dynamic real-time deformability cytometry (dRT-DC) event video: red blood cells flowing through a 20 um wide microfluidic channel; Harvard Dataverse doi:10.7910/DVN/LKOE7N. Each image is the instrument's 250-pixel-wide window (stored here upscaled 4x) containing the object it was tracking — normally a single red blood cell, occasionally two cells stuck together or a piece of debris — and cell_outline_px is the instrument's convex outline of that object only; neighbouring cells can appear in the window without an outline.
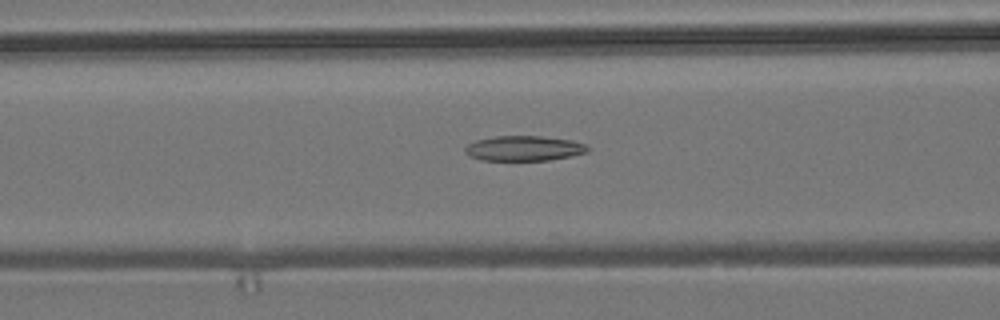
{"species": "common noctule bat (a hibernating species)", "species_latin": "Nyctalus noctula", "temperature_condition": "room temperature", "stored_images_in_passage": 36, "camera_frame_rate_fps": 3000, "um_per_image_px": 0.085, "animal": {"sex": "male", "body_mass_g": 19.2, "forearm_length_mm": 51.8}, "frame": {"image": 1, "passage_image": 8, "time_ms": 2.333, "image_size_px": [1000, 320], "cell_outline_px": [[588, 152], [548, 160], [480, 160], [468, 156], [464, 152], [464, 148], [468, 144], [476, 140], [496, 136], [540, 136], [572, 140], [584, 144], [588, 148]], "centroid_in_image_um": [44.48, 12.61], "position_along_channel_um": 122.1, "area_um2": 17.8}}
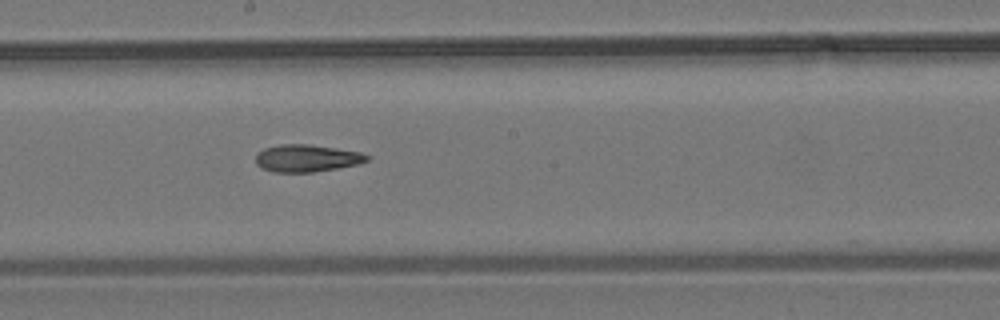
{"frame": {"image": 2, "passage_image": 16, "time_ms": 5.0, "image_size_px": [1000, 320], "cell_outline_px": [[368, 160], [356, 164], [336, 168], [312, 172], [272, 172], [256, 164], [256, 156], [264, 148], [280, 144], [308, 144], [336, 148], [360, 152], [368, 156]], "centroid_in_image_um": [26.05, 13.44], "position_along_channel_um": 222.2, "area_um2": 17.4}}
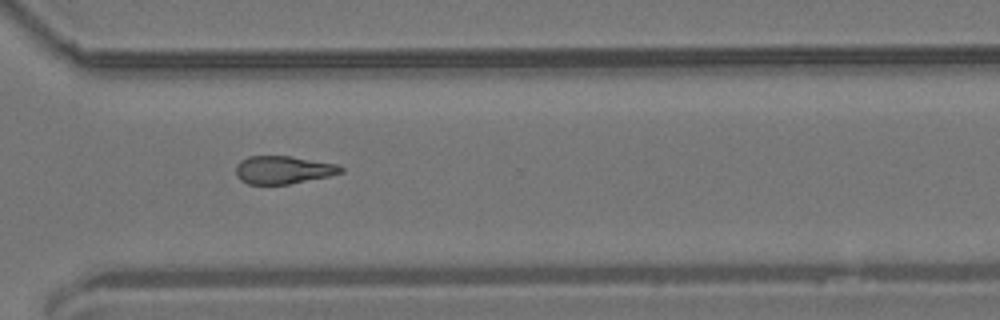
{"frame": {"image": 3, "passage_image": 26, "time_ms": 8.333, "image_size_px": [1000, 320], "cell_outline_px": [[344, 172], [328, 176], [288, 184], [248, 184], [240, 180], [236, 176], [236, 164], [240, 160], [248, 156], [292, 156], [336, 164], [344, 168]], "centroid_in_image_um": [24.04, 14.43], "position_along_channel_um": 346.6, "area_um2": 17.11}, "authors_computed_cell_mechanics": {"area_um2": 18.0336, "velocity_mm_per_s": 3.7477, "shape_relaxation_time_tau1_ms": null, "shape_relaxation_time_tau2_ms": 10.7553, "deformation_change_tau1": null, "deformation_change_tau2": 0.2545}}